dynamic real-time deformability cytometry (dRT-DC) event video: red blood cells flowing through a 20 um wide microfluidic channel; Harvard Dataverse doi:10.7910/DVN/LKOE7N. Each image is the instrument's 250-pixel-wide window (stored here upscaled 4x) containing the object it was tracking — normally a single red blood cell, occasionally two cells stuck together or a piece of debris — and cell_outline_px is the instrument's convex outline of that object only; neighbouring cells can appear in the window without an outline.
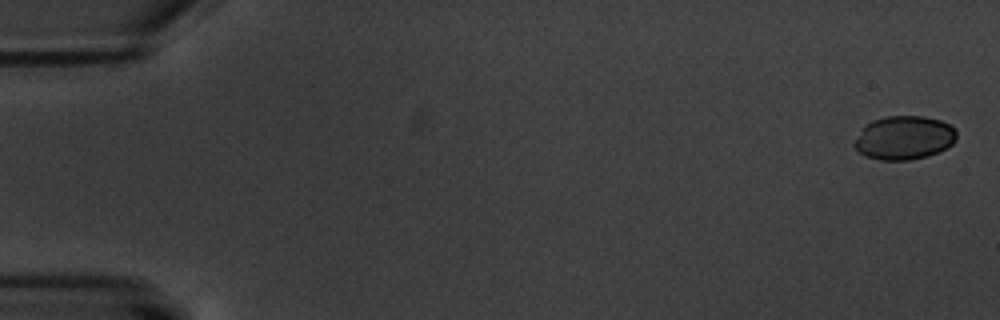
{"species": "common noctule bat (a hibernating species)", "species_latin": "Nyctalus noctula", "temperature_condition": "warm", "stored_images_in_passage": 6, "camera_frame_rate_fps": 3000, "um_per_image_px": 0.085, "animal": {"sex": "male", "body_mass_g": 20.1, "forearm_length_mm": 53.5}, "frame": {"image": 1, "passage_image": 1, "time_ms": 0.0, "image_size_px": [1000, 320], "cell_outline_px": [[956, 140], [948, 148], [928, 156], [912, 160], [880, 160], [868, 156], [860, 152], [852, 144], [864, 128], [872, 120], [888, 116], [924, 116], [940, 120], [952, 124], [956, 128]], "centroid_in_image_um": [76.92, 11.71], "position_along_channel_um": 8.1, "area_um2": 26.07}}